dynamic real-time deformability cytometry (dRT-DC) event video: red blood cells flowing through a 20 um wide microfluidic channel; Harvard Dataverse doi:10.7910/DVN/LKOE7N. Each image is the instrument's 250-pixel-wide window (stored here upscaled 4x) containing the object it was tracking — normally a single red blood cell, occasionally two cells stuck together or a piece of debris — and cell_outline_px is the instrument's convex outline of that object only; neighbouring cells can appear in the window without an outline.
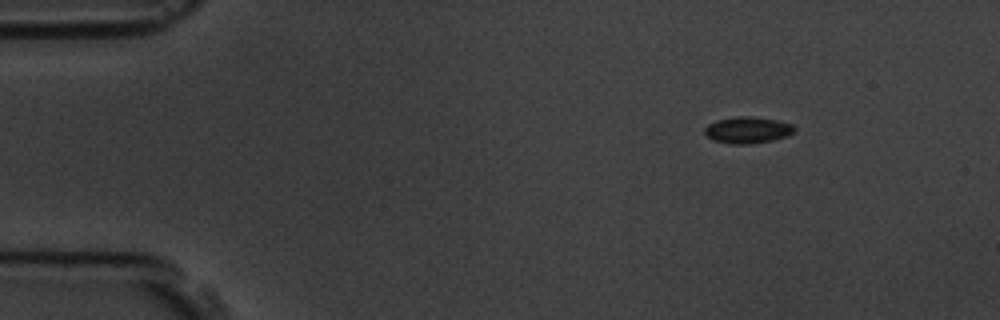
{"species": "common noctule bat (a hibernating species)", "species_latin": "Nyctalus noctula", "temperature_condition": "room temperature", "stored_images_in_passage": 8, "camera_frame_rate_fps": 3000, "um_per_image_px": 0.085, "animal": {"sex": "male", "body_mass_g": 19.5, "forearm_length_mm": 54.6}, "frame": {"image": 1, "passage_image": 1, "time_ms": 0.0, "image_size_px": [1000, 320], "cell_outline_px": [[796, 128], [788, 136], [772, 140], [748, 144], [732, 144], [712, 140], [704, 132], [704, 128], [708, 124], [716, 120], [736, 116], [748, 116], [776, 120], [792, 124]], "centroid_in_image_um": [63.52, 11.05], "position_along_channel_um": 21.5, "area_um2": 13.81}}
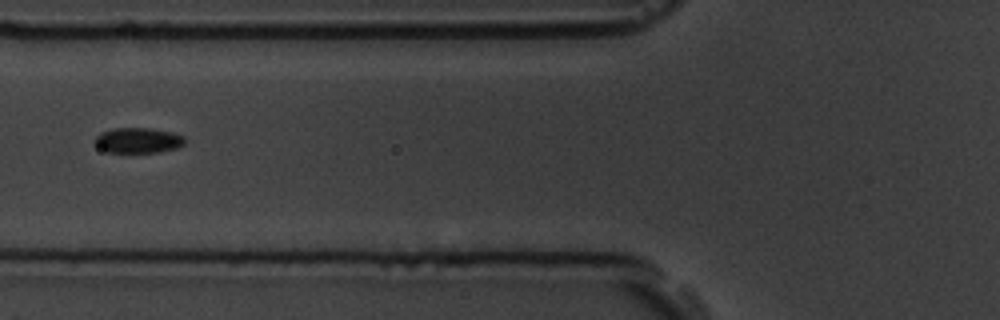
{"frame": {"image": 2, "passage_image": 5, "time_ms": 4.667, "image_size_px": [1000, 320], "cell_outline_px": [[184, 144], [176, 148], [160, 152], [108, 152], [100, 148], [96, 144], [96, 136], [100, 132], [112, 128], [148, 128], [172, 132], [184, 136]], "centroid_in_image_um": [11.74, 11.92], "position_along_channel_um": 114.1, "area_um2": 13.18}}
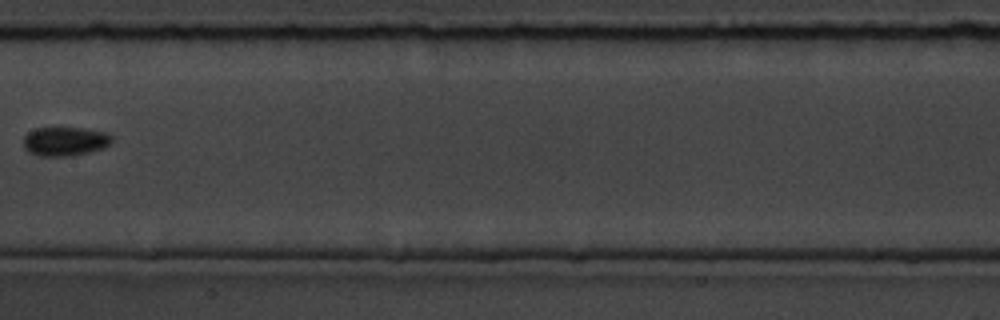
{"frame": {"image": 3, "passage_image": 7, "time_ms": 7.0, "image_size_px": [1000, 320], "cell_outline_px": [[112, 144], [104, 148], [72, 156], [40, 156], [28, 152], [24, 148], [24, 136], [28, 132], [36, 128], [84, 128], [108, 132], [112, 136]], "centroid_in_image_um": [5.56, 12.01], "position_along_channel_um": 201.8, "area_um2": 15.14}}